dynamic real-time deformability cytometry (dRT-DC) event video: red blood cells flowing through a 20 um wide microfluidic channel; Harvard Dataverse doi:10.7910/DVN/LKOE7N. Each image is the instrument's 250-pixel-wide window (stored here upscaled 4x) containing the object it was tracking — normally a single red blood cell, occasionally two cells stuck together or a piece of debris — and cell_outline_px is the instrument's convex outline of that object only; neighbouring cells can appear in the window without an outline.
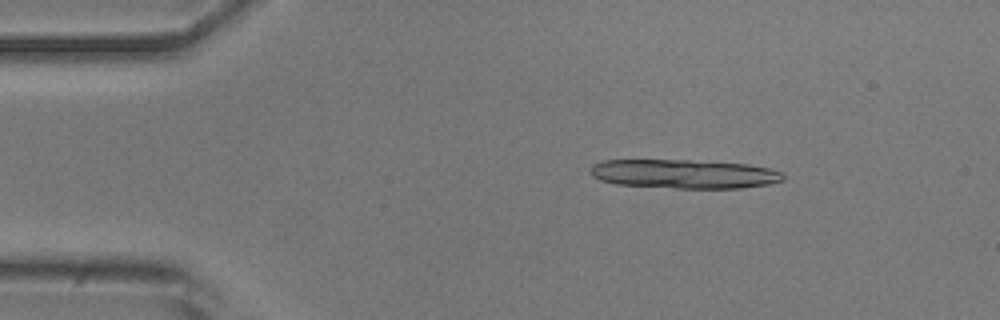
{"species": "common noctule bat (a hibernating species)", "species_latin": "Nyctalus noctula", "temperature_condition": "room temperature", "stored_images_in_passage": 15, "camera_frame_rate_fps": 3000, "um_per_image_px": 0.085, "animal": {"sex": "male", "body_mass_g": 20.5, "forearm_length_mm": 52.5}, "frame": {"image": 1, "passage_image": 1, "time_ms": 0.0, "image_size_px": [1000, 320], "cell_outline_px": [[784, 180], [768, 184], [740, 188], [676, 188], [616, 184], [600, 180], [592, 176], [588, 172], [592, 164], [604, 160], [688, 160], [748, 164], [768, 168], [780, 172], [784, 176]], "centroid_in_image_um": [58.1, 14.78], "position_along_channel_um": 26.9, "area_um2": 32.6}}
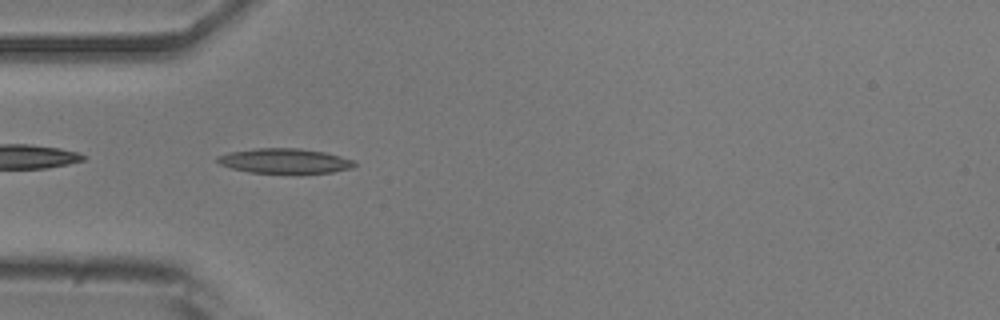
{"frame": {"image": 2, "passage_image": 9, "time_ms": 2.667, "image_size_px": [1000, 320], "cell_outline_px": [[356, 164], [352, 168], [332, 172], [248, 172], [232, 168], [220, 164], [216, 160], [216, 156], [228, 152], [256, 148], [300, 148], [324, 152], [340, 156], [352, 160]], "centroid_in_image_um": [24.15, 13.66], "position_along_channel_um": 60.8, "area_um2": 19.54}}
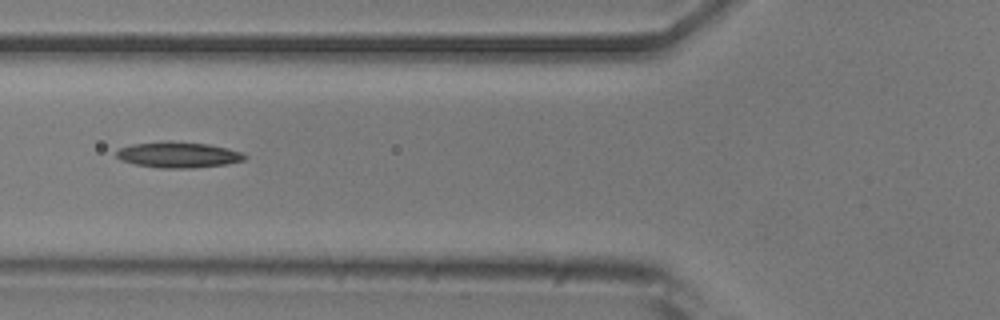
{"frame": {"image": 3, "passage_image": 13, "time_ms": 4.0, "image_size_px": [1000, 320], "cell_outline_px": [[248, 156], [244, 160], [224, 164], [192, 168], [160, 168], [136, 164], [120, 160], [116, 156], [116, 152], [120, 148], [132, 144], [168, 140], [208, 144], [228, 148], [244, 152]], "centroid_in_image_um": [15.16, 13.14], "position_along_channel_um": 110.6, "area_um2": 19.42}}